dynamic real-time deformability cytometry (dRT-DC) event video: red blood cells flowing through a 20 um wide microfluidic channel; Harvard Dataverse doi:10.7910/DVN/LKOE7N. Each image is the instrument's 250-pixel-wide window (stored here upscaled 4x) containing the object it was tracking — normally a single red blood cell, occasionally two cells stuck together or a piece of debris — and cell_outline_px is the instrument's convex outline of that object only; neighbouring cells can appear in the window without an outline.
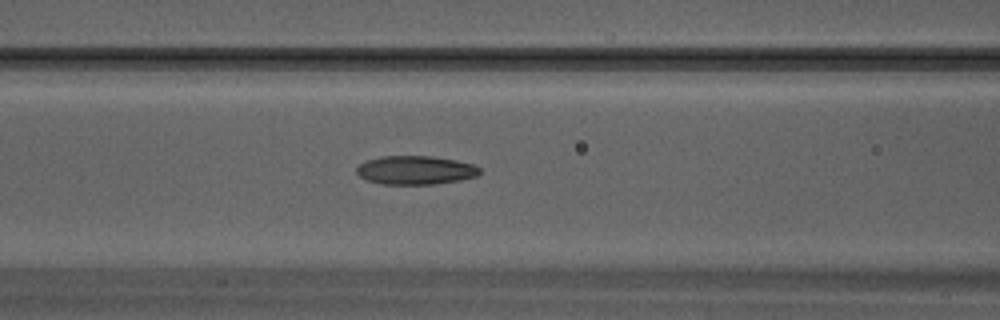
{"species": "Egyptian fruit bat (a non-hibernating species)", "species_latin": "Rousettus aegyptiacus", "temperature_condition": "warm", "stored_images_in_passage": 28, "camera_frame_rate_fps": 3000, "um_per_image_px": 0.085, "animal": {"sex": "male"}, "frame": {"image": 1, "passage_image": 11, "time_ms": 3.333, "image_size_px": [1000, 320], "cell_outline_px": [[480, 172], [476, 176], [460, 180], [436, 184], [380, 184], [364, 180], [356, 172], [356, 168], [360, 164], [368, 160], [380, 156], [432, 156], [456, 160], [472, 164], [480, 168]], "centroid_in_image_um": [35.29, 14.47], "position_along_channel_um": 131.3, "area_um2": 20.63}}
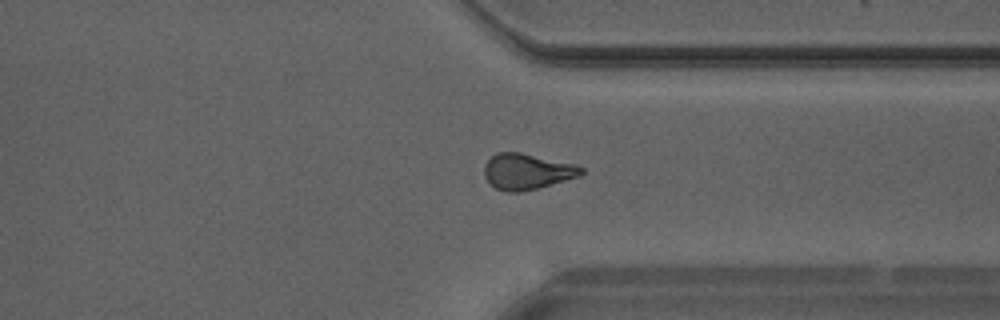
{"frame": {"image": 2, "passage_image": 22, "time_ms": 7.0, "image_size_px": [1000, 320], "cell_outline_px": [[584, 172], [580, 176], [536, 188], [520, 192], [508, 192], [496, 188], [484, 176], [484, 164], [496, 152], [520, 152], [576, 164], [584, 168]], "centroid_in_image_um": [44.8, 14.56], "position_along_channel_um": 366.6, "area_um2": 20.17}}
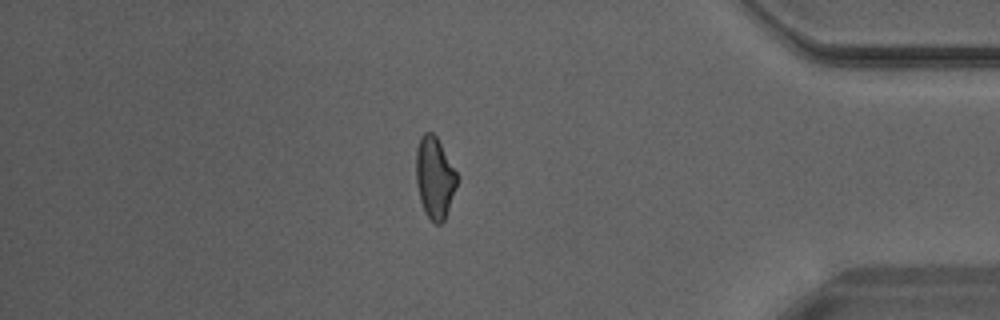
{"frame": {"image": 3, "passage_image": 25, "time_ms": 8.0, "image_size_px": [1000, 320], "cell_outline_px": [[460, 176], [444, 220], [440, 224], [436, 224], [424, 212], [420, 200], [416, 180], [416, 148], [420, 136], [424, 132], [432, 132], [436, 136]], "centroid_in_image_um": [36.95, 15.07], "position_along_channel_um": 398.2, "area_um2": 19.59}}